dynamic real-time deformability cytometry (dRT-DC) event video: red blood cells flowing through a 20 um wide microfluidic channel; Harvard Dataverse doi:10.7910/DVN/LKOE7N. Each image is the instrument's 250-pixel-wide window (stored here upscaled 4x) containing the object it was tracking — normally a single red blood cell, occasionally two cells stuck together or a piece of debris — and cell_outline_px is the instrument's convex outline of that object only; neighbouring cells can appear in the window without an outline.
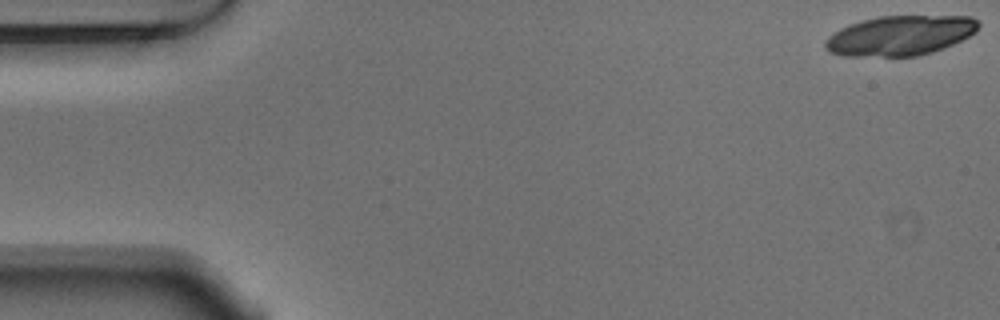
{"species": "Egyptian fruit bat (a non-hibernating species)", "species_latin": "Rousettus aegyptiacus", "temperature_condition": "warm", "stored_images_in_passage": 18, "camera_frame_rate_fps": 3000, "um_per_image_px": 0.085, "animal": {"sex": "male"}, "frame": {"image": 1, "passage_image": 1, "time_ms": 0.0, "image_size_px": [1000, 320], "cell_outline_px": [[980, 24], [976, 32], [952, 44], [932, 52], [920, 56], [844, 56], [832, 52], [824, 48], [824, 40], [828, 36], [840, 28], [848, 24], [880, 16], [972, 16]], "centroid_in_image_um": [76.49, 3.02], "position_along_channel_um": 8.5, "area_um2": 35.55}}